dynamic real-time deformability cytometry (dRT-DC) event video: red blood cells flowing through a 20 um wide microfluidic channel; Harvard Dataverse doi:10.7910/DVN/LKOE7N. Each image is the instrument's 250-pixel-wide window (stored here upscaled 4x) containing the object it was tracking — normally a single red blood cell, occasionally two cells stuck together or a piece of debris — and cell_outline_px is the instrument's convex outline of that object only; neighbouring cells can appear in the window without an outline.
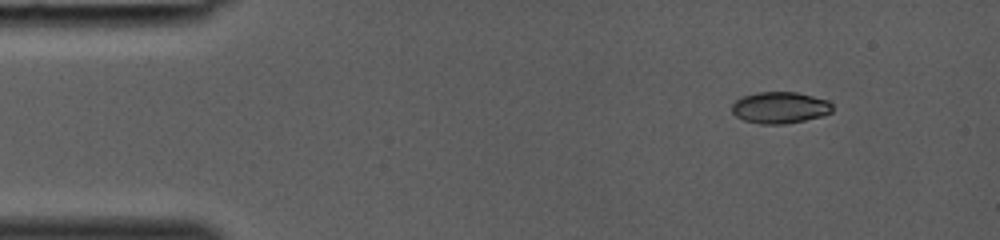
{"species": "common noctule bat (a hibernating species)", "species_latin": "Nyctalus noctula", "temperature_condition": "room temperature", "stored_images_in_passage": 5, "camera_frame_rate_fps": 3000, "um_per_image_px": 0.085, "animal": {"sex": "female", "body_mass_g": 19.0, "forearm_length_mm": 53.3}, "frame": {"image": 1, "passage_image": 1, "time_ms": 0.0, "image_size_px": [1000, 240], "cell_outline_px": [[832, 112], [824, 116], [784, 124], [760, 124], [744, 120], [736, 116], [732, 112], [732, 104], [740, 96], [756, 92], [796, 92], [828, 100], [832, 104]], "centroid_in_image_um": [66.29, 9.14], "position_along_channel_um": 18.7, "area_um2": 18.61}}
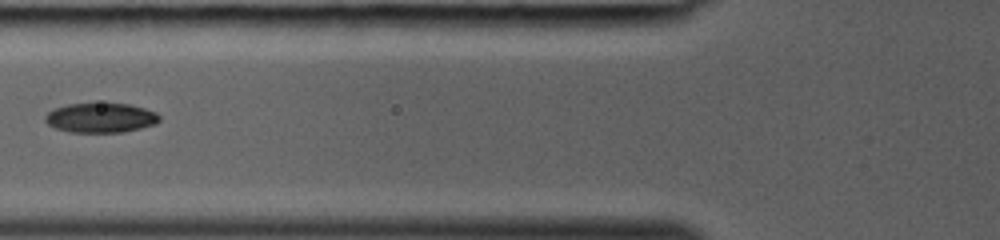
{"frame": {"image": 2, "passage_image": 5, "time_ms": 1.333, "image_size_px": [1000, 240], "cell_outline_px": [[160, 120], [156, 124], [140, 128], [120, 132], [68, 132], [56, 128], [48, 124], [44, 120], [44, 116], [48, 112], [56, 108], [68, 104], [132, 104], [156, 112], [160, 116]], "centroid_in_image_um": [8.57, 10.02], "position_along_channel_um": 117.2, "area_um2": 19.59}}